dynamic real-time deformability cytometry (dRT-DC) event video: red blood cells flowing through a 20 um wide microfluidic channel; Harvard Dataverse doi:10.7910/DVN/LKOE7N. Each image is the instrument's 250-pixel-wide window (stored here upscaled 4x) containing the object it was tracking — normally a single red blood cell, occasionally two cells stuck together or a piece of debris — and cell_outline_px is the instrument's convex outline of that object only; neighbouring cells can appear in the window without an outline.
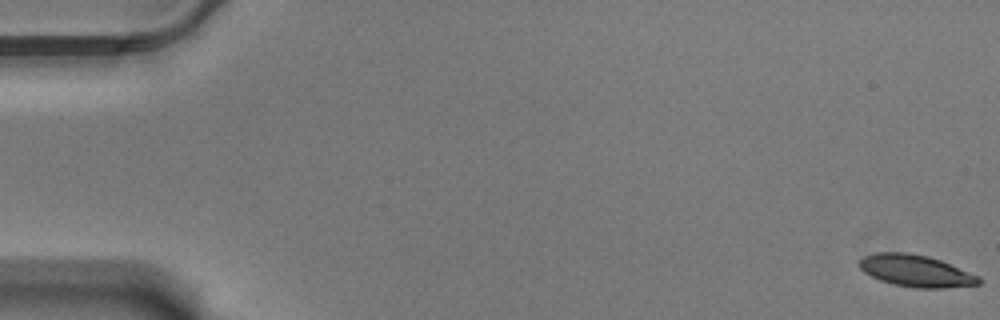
{"species": "Egyptian fruit bat (a non-hibernating species)", "species_latin": "Rousettus aegyptiacus", "temperature_condition": "warm", "stored_images_in_passage": 59, "camera_frame_rate_fps": 3000, "um_per_image_px": 0.085, "animal": {"sex": "male"}, "frame": {"image": 1, "passage_image": 1, "time_ms": 0.0, "image_size_px": [1000, 320], "cell_outline_px": [[980, 284], [944, 288], [916, 288], [892, 284], [880, 280], [864, 272], [860, 268], [860, 260], [864, 256], [876, 252], [908, 252], [928, 256], [940, 260], [980, 276]], "centroid_in_image_um": [77.85, 23.02], "position_along_channel_um": 7.2, "area_um2": 22.14}}
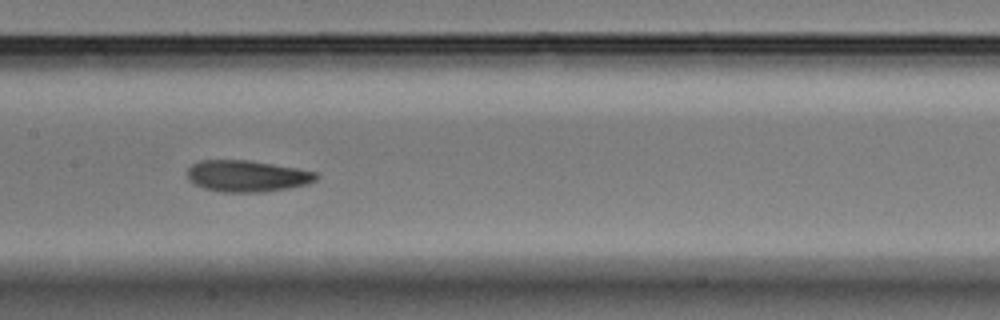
{"frame": {"image": 2, "passage_image": 30, "time_ms": 9.667, "image_size_px": [1000, 320], "cell_outline_px": [[320, 176], [316, 180], [308, 184], [288, 188], [264, 192], [220, 192], [204, 188], [188, 180], [188, 168], [192, 164], [200, 160], [248, 160], [296, 168], [316, 172]], "centroid_in_image_um": [21.01, 14.97], "position_along_channel_um": 186.4, "area_um2": 23.64}}
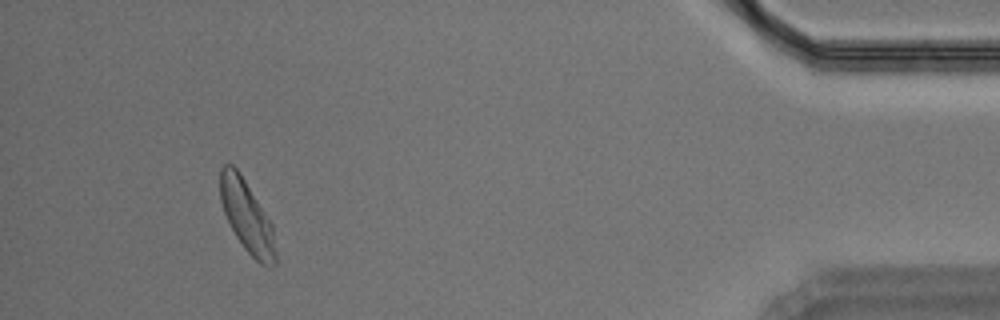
{"frame": {"image": 3, "passage_image": 55, "time_ms": 18.0, "image_size_px": [1000, 320], "cell_outline_px": [[276, 264], [268, 268], [260, 264], [244, 248], [236, 236], [224, 212], [220, 200], [220, 168], [224, 164], [232, 164], [240, 172], [272, 224], [276, 252]], "centroid_in_image_um": [20.99, 18.4], "position_along_channel_um": 414.2, "area_um2": 23.06}, "authors_computed_cell_mechanics": {"area_um2": 23.409, "velocity_mm_per_s": 3.4757, "shape_relaxation_time_tau1_ms": 3.9659, "shape_relaxation_time_tau2_ms": 2.481, "deformation_change_tau1": 0.1376, "deformation_change_tau2": 0.0768}}